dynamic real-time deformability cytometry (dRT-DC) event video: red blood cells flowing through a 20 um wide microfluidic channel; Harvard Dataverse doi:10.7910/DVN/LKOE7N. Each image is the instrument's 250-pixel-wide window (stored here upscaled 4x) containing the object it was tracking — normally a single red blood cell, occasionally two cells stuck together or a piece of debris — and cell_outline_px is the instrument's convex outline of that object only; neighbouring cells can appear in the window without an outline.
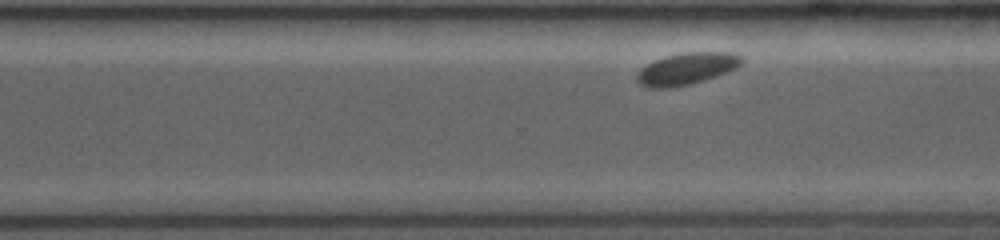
{"species": "common noctule bat (a hibernating species)", "species_latin": "Nyctalus noctula", "temperature_condition": "room temperature", "stored_images_in_passage": 37, "segment_of_instrument_passage": [2, 2], "camera_frame_rate_fps": 3500, "um_per_image_px": 0.085, "animal": {"sex": "female", "body_mass_g": 19.0, "forearm_length_mm": 53.3}, "frame": {"image": 1, "passage_image": 37, "time_ms": 8.571, "image_size_px": [1000, 240], "cell_outline_px": [[744, 60], [736, 68], [716, 76], [704, 80], [688, 84], [668, 88], [648, 88], [640, 84], [636, 80], [636, 72], [640, 68], [664, 56], [684, 52], [736, 52], [744, 56]], "centroid_in_image_um": [58.37, 5.82], "position_along_channel_um": 312.2, "area_um2": 19.59}}